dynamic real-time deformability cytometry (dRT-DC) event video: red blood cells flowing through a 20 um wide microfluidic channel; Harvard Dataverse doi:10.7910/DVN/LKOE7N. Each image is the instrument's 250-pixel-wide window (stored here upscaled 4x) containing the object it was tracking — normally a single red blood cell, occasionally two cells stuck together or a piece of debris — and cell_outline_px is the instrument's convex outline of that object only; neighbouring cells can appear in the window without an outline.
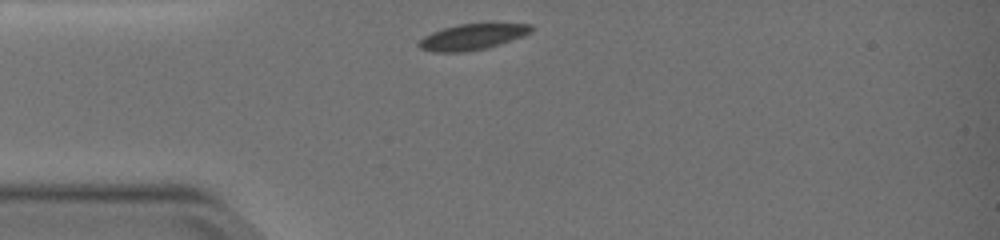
{"species": "common noctule bat (a hibernating species)", "species_latin": "Nyctalus noctula", "temperature_condition": "warm", "stored_images_in_passage": 32, "camera_frame_rate_fps": 3000, "um_per_image_px": 0.085, "animal": {"sex": "female", "body_mass_g": 19.0, "forearm_length_mm": 51.5}, "frame": {"image": 1, "passage_image": 1, "time_ms": 0.0, "image_size_px": [1000, 240], "cell_outline_px": [[532, 32], [484, 48], [464, 52], [432, 52], [420, 48], [416, 44], [424, 36], [432, 32], [444, 28], [460, 24], [532, 24]], "centroid_in_image_um": [40.06, 3.14], "position_along_channel_um": 44.9, "area_um2": 16.42}}
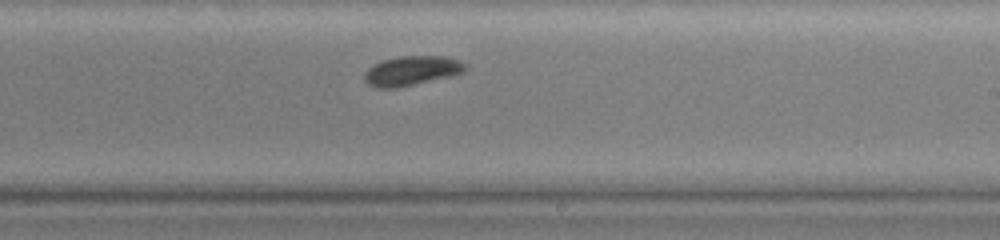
{"frame": {"image": 2, "passage_image": 19, "time_ms": 6.0, "image_size_px": [1000, 240], "cell_outline_px": [[468, 68], [464, 72], [452, 76], [416, 84], [396, 88], [376, 88], [368, 84], [364, 80], [364, 72], [368, 68], [384, 60], [396, 56], [448, 56], [460, 60], [468, 64]], "centroid_in_image_um": [35.04, 6.01], "position_along_channel_um": 254.0, "area_um2": 17.63}}
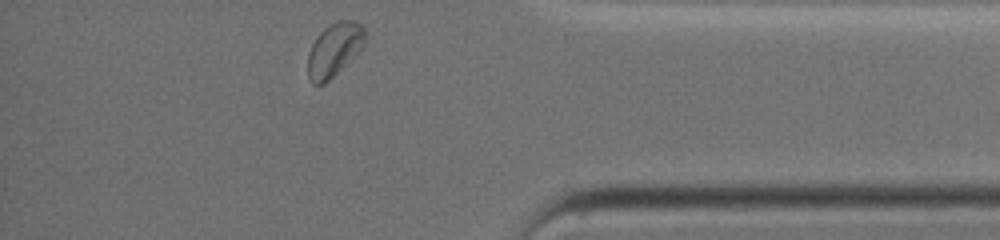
{"frame": {"image": 3, "passage_image": 32, "time_ms": 10.333, "image_size_px": [1000, 240], "cell_outline_px": [[364, 48], [360, 52], [324, 84], [312, 84], [308, 76], [308, 52], [316, 36], [324, 28], [336, 20], [356, 20], [364, 28]], "centroid_in_image_um": [28.42, 4.21], "position_along_channel_um": 406.8, "area_um2": 17.98}, "authors_computed_cell_mechanics": {"area_um2": 17.5712, "velocity_mm_per_s": 3.7832, "shape_relaxation_time_tau1_ms": 2.4637, "shape_relaxation_time_tau2_ms": 9.9363, "deformation_change_tau1": 0.09, "deformation_change_tau2": 0.0892}}